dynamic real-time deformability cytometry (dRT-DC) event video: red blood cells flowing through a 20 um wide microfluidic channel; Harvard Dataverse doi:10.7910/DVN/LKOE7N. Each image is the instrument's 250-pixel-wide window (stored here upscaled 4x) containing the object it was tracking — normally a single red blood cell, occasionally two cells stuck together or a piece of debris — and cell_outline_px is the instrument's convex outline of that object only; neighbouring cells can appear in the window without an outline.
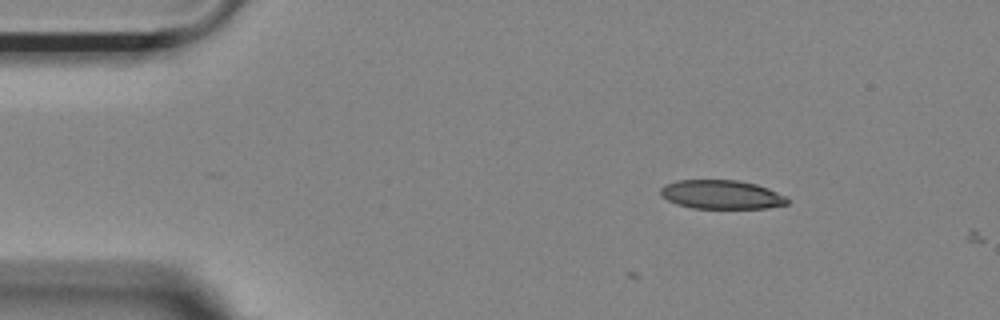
{"species": "Egyptian fruit bat (a non-hibernating species)", "species_latin": "Rousettus aegyptiacus", "temperature_condition": "room temperature", "stored_images_in_passage": 7, "camera_frame_rate_fps": 3000, "um_per_image_px": 0.085, "animal": {"sex": "female"}, "frame": {"image": 1, "passage_image": 7, "time_ms": 2.0, "image_size_px": [1000, 320], "cell_outline_px": [[788, 204], [768, 208], [692, 208], [676, 204], [660, 196], [660, 188], [664, 184], [676, 180], [740, 180], [756, 184], [768, 188], [784, 196], [788, 200]], "centroid_in_image_um": [61.28, 16.53], "position_along_channel_um": 23.7, "area_um2": 21.44}}